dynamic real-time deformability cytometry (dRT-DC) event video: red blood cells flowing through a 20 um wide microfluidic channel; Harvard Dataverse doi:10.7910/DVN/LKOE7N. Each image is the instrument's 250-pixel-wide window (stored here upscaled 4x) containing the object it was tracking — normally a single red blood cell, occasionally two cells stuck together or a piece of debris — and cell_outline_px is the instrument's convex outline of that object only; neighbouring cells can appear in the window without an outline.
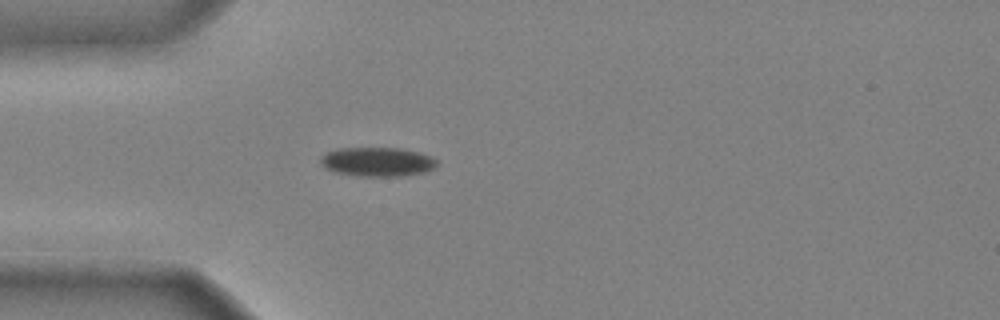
{"species": "common noctule bat (a hibernating species)", "species_latin": "Nyctalus noctula", "temperature_condition": "cold", "stored_images_in_passage": 35, "camera_frame_rate_fps": 3000, "um_per_image_px": 0.085, "animal": {"sex": "male", "body_mass_g": 20.4}, "frame": {"image": 1, "passage_image": 1, "time_ms": 0.0, "image_size_px": [1000, 320], "cell_outline_px": [[440, 164], [424, 172], [404, 176], [360, 176], [336, 172], [324, 168], [320, 164], [320, 156], [336, 148], [400, 148], [420, 152], [432, 156]], "centroid_in_image_um": [32.08, 13.75], "position_along_channel_um": 52.9, "area_um2": 19.94}}
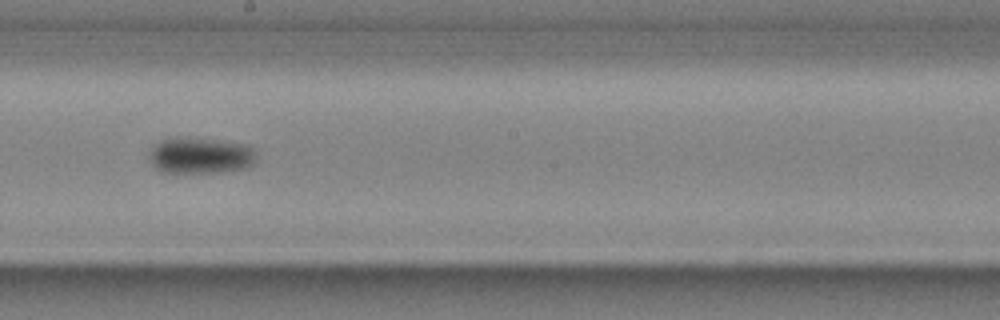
{"frame": {"image": 2, "passage_image": 15, "time_ms": 4.667, "image_size_px": [1000, 320], "cell_outline_px": [[256, 164], [248, 168], [224, 172], [160, 172], [152, 164], [148, 156], [148, 152], [160, 140], [176, 136], [188, 136], [248, 144], [256, 152]], "centroid_in_image_um": [17.06, 13.2], "position_along_channel_um": 231.1, "area_um2": 23.29}}
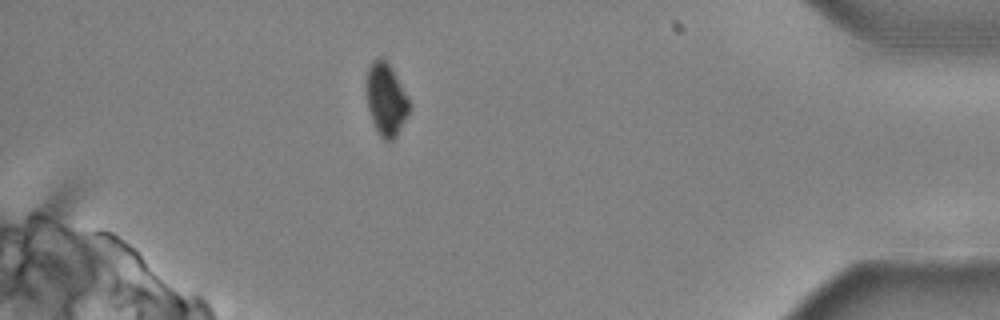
{"frame": {"image": 3, "passage_image": 31, "time_ms": 10.0, "image_size_px": [1000, 320], "cell_outline_px": [[408, 112], [396, 136], [392, 140], [384, 140], [376, 132], [368, 108], [364, 92], [364, 84], [368, 68], [372, 60], [376, 56], [380, 56], [388, 64], [400, 84], [408, 100]], "centroid_in_image_um": [32.72, 8.43], "position_along_channel_um": 402.5, "area_um2": 17.98}, "authors_computed_cell_mechanics": {"area_um2": 21.3282, "velocity_mm_per_s": 3.9621, "shape_relaxation_time_tau1_ms": 4.4146, "shape_relaxation_time_tau2_ms": null, "deformation_change_tau1": 0.1279, "deformation_change_tau2": null}}